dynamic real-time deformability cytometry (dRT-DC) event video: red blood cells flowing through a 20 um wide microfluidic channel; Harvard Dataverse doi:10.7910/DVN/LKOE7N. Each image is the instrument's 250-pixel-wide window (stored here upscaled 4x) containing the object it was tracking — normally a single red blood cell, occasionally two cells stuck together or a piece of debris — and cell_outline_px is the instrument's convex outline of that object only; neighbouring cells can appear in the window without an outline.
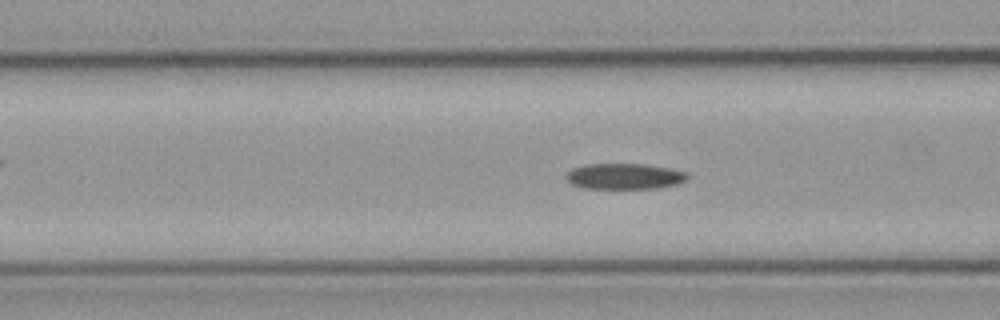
{"species": "common noctule bat (a hibernating species)", "species_latin": "Nyctalus noctula", "temperature_condition": "cold", "stored_images_in_passage": 52, "camera_frame_rate_fps": 3000, "um_per_image_px": 0.085, "animal": {"sex": "male", "body_mass_g": 23.1, "forearm_length_mm": 52.7}, "frame": {"image": 1, "passage_image": 15, "time_ms": 4.667, "image_size_px": [1000, 320], "cell_outline_px": [[688, 176], [684, 180], [676, 184], [656, 188], [580, 188], [572, 184], [564, 176], [572, 168], [584, 164], [644, 164], [668, 168], [688, 172]], "centroid_in_image_um": [53.03, 14.98], "position_along_channel_um": 113.6, "area_um2": 18.15}}
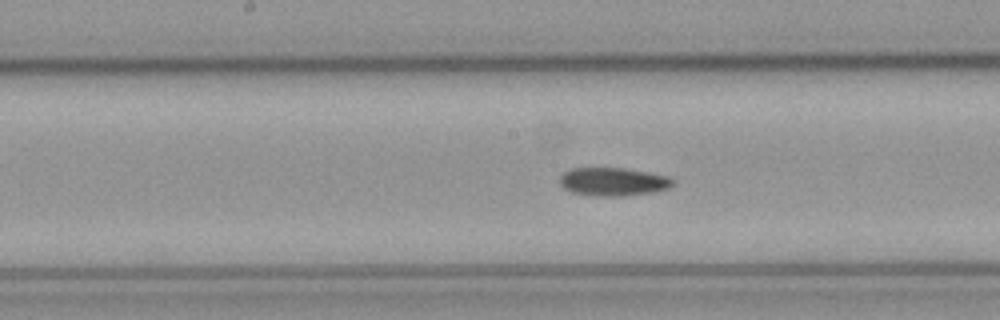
{"frame": {"image": 2, "passage_image": 22, "time_ms": 7.0, "image_size_px": [1000, 320], "cell_outline_px": [[672, 184], [668, 188], [656, 192], [620, 196], [600, 196], [572, 192], [564, 188], [560, 184], [560, 176], [564, 172], [572, 168], [624, 168], [668, 176], [672, 180]], "centroid_in_image_um": [52.1, 15.44], "position_along_channel_um": 196.1, "area_um2": 18.44}}
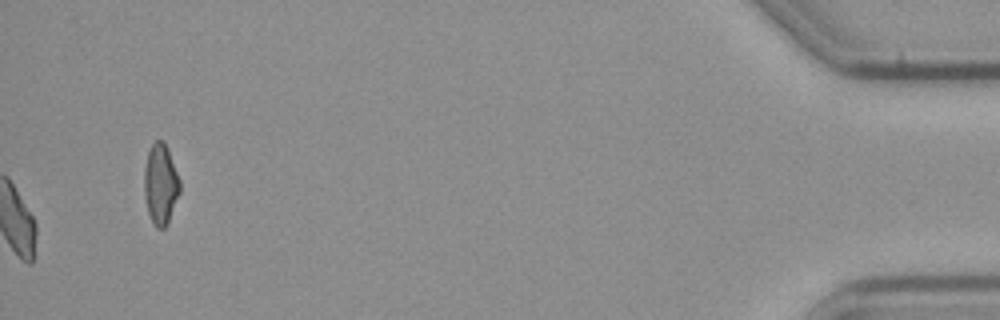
{"frame": {"image": 3, "passage_image": 52, "time_ms": 17.0, "image_size_px": [1000, 320], "cell_outline_px": [[180, 192], [168, 224], [164, 228], [156, 228], [148, 212], [144, 196], [144, 168], [148, 152], [152, 144], [156, 140], [164, 140], [168, 148], [180, 180]], "centroid_in_image_um": [13.65, 15.65], "position_along_channel_um": 421.5, "area_um2": 16.88}, "authors_computed_cell_mechanics": {"area_um2": 18.1492, "velocity_mm_per_s": 3.5205, "shape_relaxation_time_tau1_ms": null, "shape_relaxation_time_tau2_ms": 6.138, "deformation_change_tau1": null, "deformation_change_tau2": 0.1195}}